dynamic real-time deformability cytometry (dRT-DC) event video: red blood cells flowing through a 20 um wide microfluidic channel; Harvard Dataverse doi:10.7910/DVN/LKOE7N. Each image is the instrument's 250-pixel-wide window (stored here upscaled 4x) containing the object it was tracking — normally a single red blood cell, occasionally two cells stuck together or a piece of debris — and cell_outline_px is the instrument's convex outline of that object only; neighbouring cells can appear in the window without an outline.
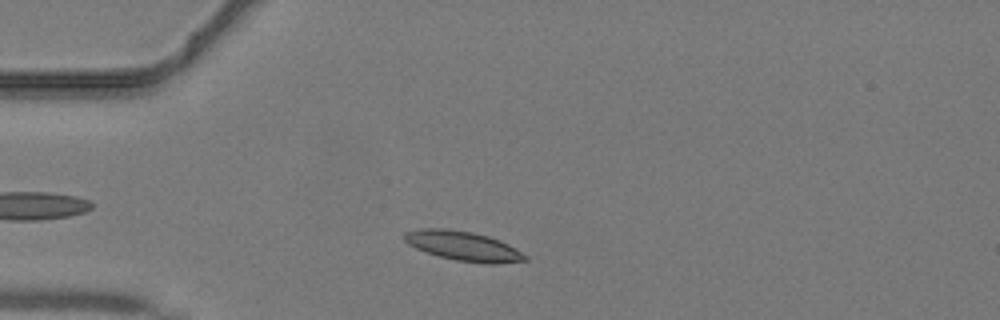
{"species": "common noctule bat (a hibernating species)", "species_latin": "Nyctalus noctula", "temperature_condition": "warm", "stored_images_in_passage": 33, "camera_frame_rate_fps": 3000, "um_per_image_px": 0.085, "animal": {"sex": "male", "body_mass_g": 19.2, "forearm_length_mm": 51.8}, "frame": {"image": 1, "passage_image": 4, "time_ms": 1.0, "image_size_px": [1000, 320], "cell_outline_px": [[528, 260], [496, 264], [488, 264], [456, 260], [440, 256], [416, 248], [408, 244], [404, 240], [404, 232], [420, 228], [448, 228], [472, 232], [488, 236], [500, 240], [516, 248], [528, 256]], "centroid_in_image_um": [39.4, 20.9], "position_along_channel_um": 45.6, "area_um2": 20.81}}
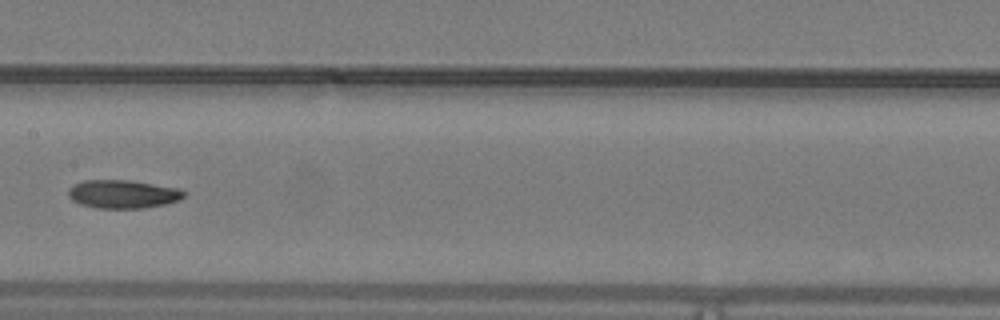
{"frame": {"image": 2, "passage_image": 15, "time_ms": 4.667, "image_size_px": [1000, 320], "cell_outline_px": [[184, 196], [180, 200], [168, 204], [144, 208], [100, 208], [80, 204], [72, 200], [68, 196], [68, 188], [72, 184], [84, 180], [128, 180], [180, 188], [184, 192]], "centroid_in_image_um": [10.44, 16.49], "position_along_channel_um": 197.0, "area_um2": 19.25}}
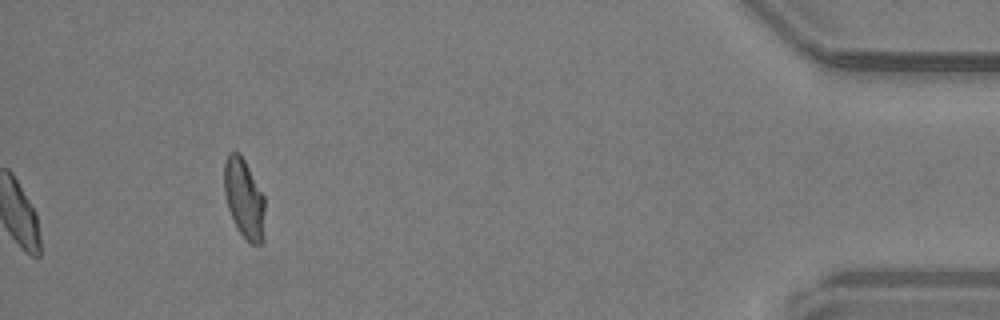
{"frame": {"image": 3, "passage_image": 33, "time_ms": 10.667, "image_size_px": [1000, 320], "cell_outline_px": [[264, 240], [260, 244], [252, 244], [240, 232], [228, 208], [224, 192], [224, 160], [228, 152], [236, 152], [244, 160], [264, 196]], "centroid_in_image_um": [20.75, 16.87], "position_along_channel_um": 414.5, "area_um2": 18.55}}